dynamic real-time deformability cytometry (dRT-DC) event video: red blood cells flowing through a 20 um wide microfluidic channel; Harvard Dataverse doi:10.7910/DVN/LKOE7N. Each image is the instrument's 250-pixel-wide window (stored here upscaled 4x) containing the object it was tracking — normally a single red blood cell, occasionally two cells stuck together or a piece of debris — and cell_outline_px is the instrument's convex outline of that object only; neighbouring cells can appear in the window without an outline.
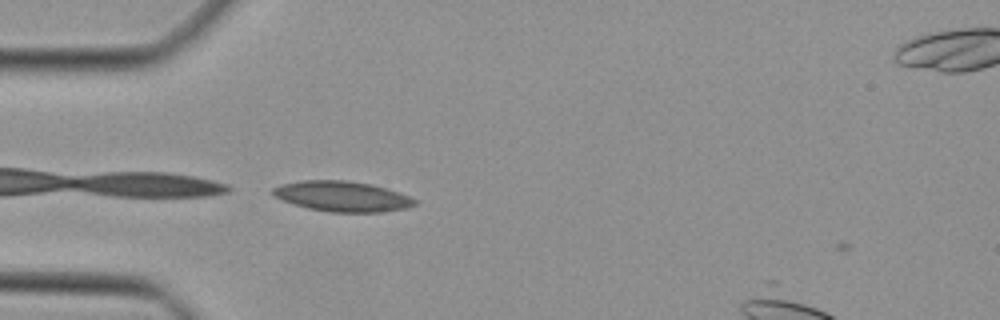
{"species": "Egyptian fruit bat (a non-hibernating species)", "species_latin": "Rousettus aegyptiacus", "temperature_condition": "cold", "stored_images_in_passage": 8, "camera_frame_rate_fps": 3000, "um_per_image_px": 0.085, "animal": {"sex": "female"}, "frame": {"image": 1, "passage_image": 4, "time_ms": 1.0, "image_size_px": [1000, 320], "cell_outline_px": [[416, 204], [404, 208], [380, 212], [332, 212], [308, 208], [284, 200], [276, 196], [272, 192], [272, 188], [280, 184], [300, 180], [344, 180], [372, 184], [408, 196], [416, 200]], "centroid_in_image_um": [29.06, 16.68], "position_along_channel_um": 55.9, "area_um2": 24.68}}